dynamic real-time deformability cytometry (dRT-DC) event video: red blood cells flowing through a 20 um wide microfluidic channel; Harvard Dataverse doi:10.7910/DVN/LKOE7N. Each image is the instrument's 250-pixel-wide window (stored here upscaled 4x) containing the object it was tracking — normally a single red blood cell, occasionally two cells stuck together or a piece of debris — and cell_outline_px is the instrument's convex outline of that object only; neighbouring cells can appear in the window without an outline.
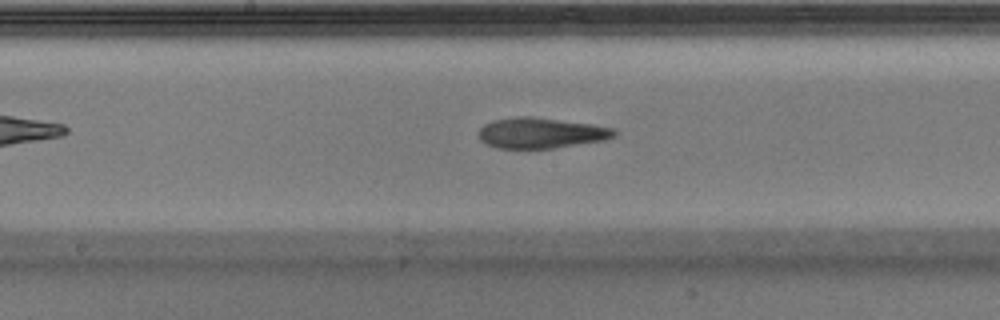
{"species": "Egyptian fruit bat (a non-hibernating species)", "species_latin": "Rousettus aegyptiacus", "temperature_condition": "warm", "stored_images_in_passage": 35, "camera_frame_rate_fps": 3000, "um_per_image_px": 0.085, "animal": {"sex": "male"}, "frame": {"image": 1, "passage_image": 11, "time_ms": 3.333, "image_size_px": [1000, 320], "cell_outline_px": [[616, 136], [604, 140], [552, 148], [496, 148], [480, 140], [480, 128], [484, 124], [492, 120], [516, 116], [532, 116], [592, 124], [616, 128]], "centroid_in_image_um": [45.99, 11.29], "position_along_channel_um": 202.2, "area_um2": 24.16}, "authors_computed_cell_mechanics": {"area_um2": 25.143, "velocity_mm_per_s": 3.9207, "shape_relaxation_time_tau1_ms": null, "shape_relaxation_time_tau2_ms": 3.7965, "deformation_change_tau1": null, "deformation_change_tau2": 0.1305}}